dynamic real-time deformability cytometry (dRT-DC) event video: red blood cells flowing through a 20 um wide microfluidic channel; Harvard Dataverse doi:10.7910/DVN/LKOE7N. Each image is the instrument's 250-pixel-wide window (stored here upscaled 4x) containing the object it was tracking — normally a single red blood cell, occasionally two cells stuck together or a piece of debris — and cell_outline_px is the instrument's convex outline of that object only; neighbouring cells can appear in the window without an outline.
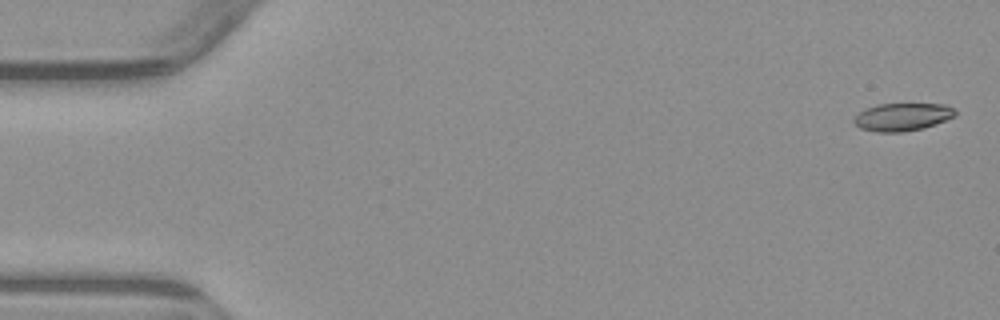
{"species": "common noctule bat (a hibernating species)", "species_latin": "Nyctalus noctula", "temperature_condition": "warm", "stored_images_in_passage": 6, "camera_frame_rate_fps": 3000, "um_per_image_px": 0.085, "animal": {"sex": "male", "body_mass_g": 23.1, "forearm_length_mm": 52.7}, "frame": {"image": 1, "passage_image": 1, "time_ms": 0.0, "image_size_px": [1000, 320], "cell_outline_px": [[956, 116], [924, 128], [904, 132], [876, 132], [860, 128], [852, 120], [864, 108], [876, 104], [948, 104], [956, 112]], "centroid_in_image_um": [76.7, 9.94], "position_along_channel_um": 8.3, "area_um2": 16.47}}
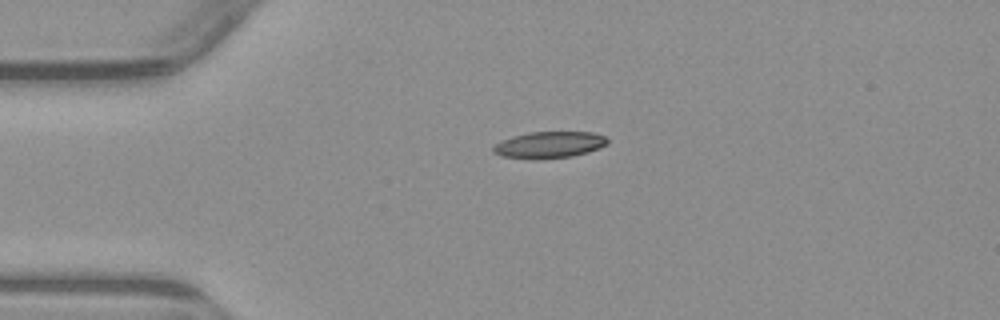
{"frame": {"image": 2, "passage_image": 4, "time_ms": 3.667, "image_size_px": [1000, 320], "cell_outline_px": [[608, 144], [600, 148], [588, 152], [572, 156], [540, 160], [532, 160], [500, 156], [492, 152], [492, 148], [500, 140], [512, 136], [528, 132], [592, 132], [604, 136], [608, 140]], "centroid_in_image_um": [46.65, 12.32], "position_along_channel_um": 38.4, "area_um2": 18.03}}
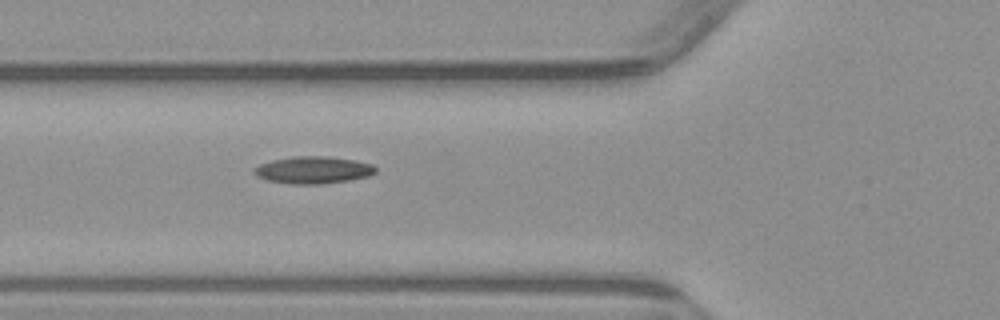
{"frame": {"image": 3, "passage_image": 6, "time_ms": 6.0, "image_size_px": [1000, 320], "cell_outline_px": [[376, 172], [368, 176], [348, 180], [324, 184], [288, 184], [268, 180], [256, 176], [252, 172], [252, 168], [260, 164], [272, 160], [292, 156], [328, 156], [356, 160], [372, 164], [376, 168]], "centroid_in_image_um": [26.59, 14.44], "position_along_channel_um": 99.2, "area_um2": 19.42}}